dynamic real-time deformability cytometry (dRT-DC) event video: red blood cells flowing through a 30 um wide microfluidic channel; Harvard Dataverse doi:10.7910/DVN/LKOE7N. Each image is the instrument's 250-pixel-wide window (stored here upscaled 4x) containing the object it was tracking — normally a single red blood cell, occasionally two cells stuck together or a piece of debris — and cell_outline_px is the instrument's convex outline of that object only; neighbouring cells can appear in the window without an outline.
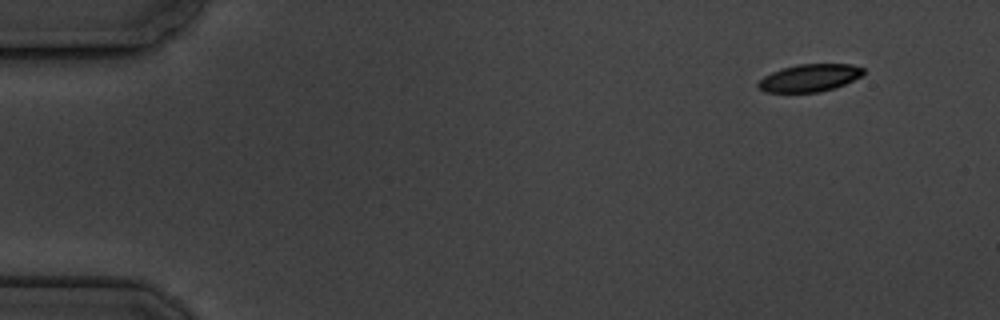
{"species": "common noctule bat (a hibernating species)", "species_latin": "Nyctalus noctula", "temperature_condition": "cold", "stored_images_in_passage": 5, "camera_frame_rate_fps": 3000, "um_per_image_px": 0.085, "animal": {"sex": "male", "body_mass_g": 19.5, "forearm_length_mm": 54.6}, "frame": {"image": 1, "passage_image": 1, "time_ms": 0.0, "image_size_px": [1000, 320], "cell_outline_px": [[864, 72], [860, 76], [844, 84], [820, 92], [764, 92], [756, 84], [764, 76], [772, 72], [796, 64], [848, 64], [864, 68]], "centroid_in_image_um": [68.79, 6.62], "position_along_channel_um": 16.2, "area_um2": 16.59}}
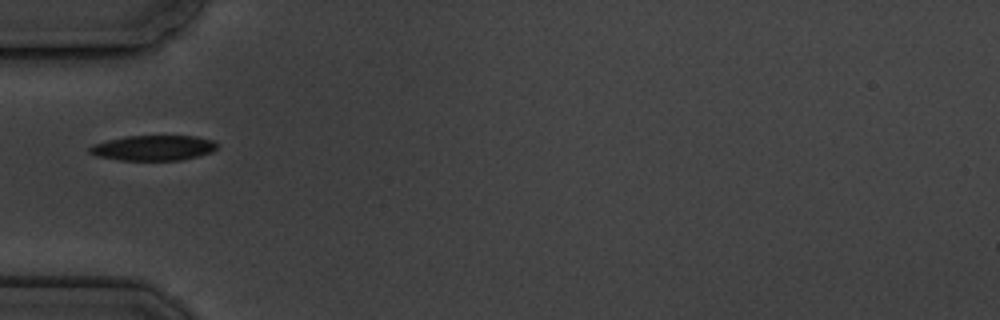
{"frame": {"image": 2, "passage_image": 5, "time_ms": 4.667, "image_size_px": [1000, 320], "cell_outline_px": [[216, 148], [212, 152], [200, 156], [180, 160], [120, 160], [96, 156], [88, 152], [88, 148], [92, 144], [124, 136], [196, 136], [212, 140], [216, 144]], "centroid_in_image_um": [13.01, 12.57], "position_along_channel_um": 72.0, "area_um2": 18.79}}